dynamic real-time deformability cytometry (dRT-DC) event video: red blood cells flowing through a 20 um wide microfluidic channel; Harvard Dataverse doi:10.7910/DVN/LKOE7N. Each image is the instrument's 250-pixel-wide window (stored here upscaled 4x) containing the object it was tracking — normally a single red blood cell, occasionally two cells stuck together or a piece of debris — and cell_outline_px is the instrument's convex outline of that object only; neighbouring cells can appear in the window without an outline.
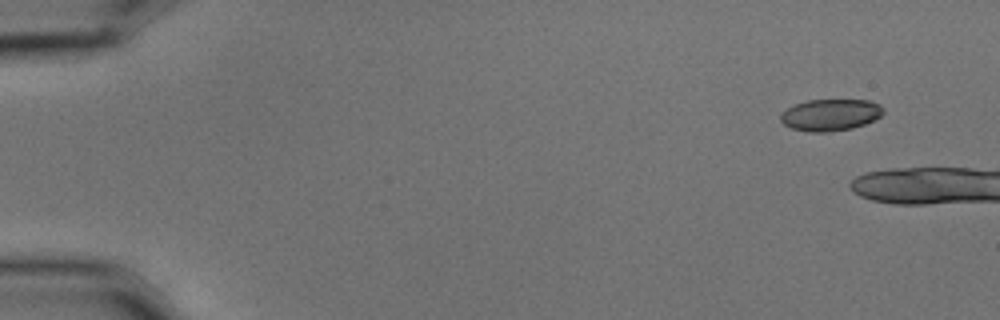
{"species": "common noctule bat (a hibernating species)", "species_latin": "Nyctalus noctula", "temperature_condition": "cold", "stored_images_in_passage": 3, "camera_frame_rate_fps": 3000, "um_per_image_px": 0.085, "animal": {"sex": "male", "body_mass_g": 15.6}, "frame": {"image": 1, "passage_image": 1, "time_ms": 0.0, "image_size_px": [1000, 320], "cell_outline_px": [[884, 112], [880, 116], [864, 124], [852, 128], [828, 132], [808, 132], [792, 128], [784, 124], [780, 120], [780, 116], [788, 108], [796, 104], [808, 100], [868, 100], [880, 104], [884, 108]], "centroid_in_image_um": [70.6, 9.76], "position_along_channel_um": 14.4, "area_um2": 18.84}}